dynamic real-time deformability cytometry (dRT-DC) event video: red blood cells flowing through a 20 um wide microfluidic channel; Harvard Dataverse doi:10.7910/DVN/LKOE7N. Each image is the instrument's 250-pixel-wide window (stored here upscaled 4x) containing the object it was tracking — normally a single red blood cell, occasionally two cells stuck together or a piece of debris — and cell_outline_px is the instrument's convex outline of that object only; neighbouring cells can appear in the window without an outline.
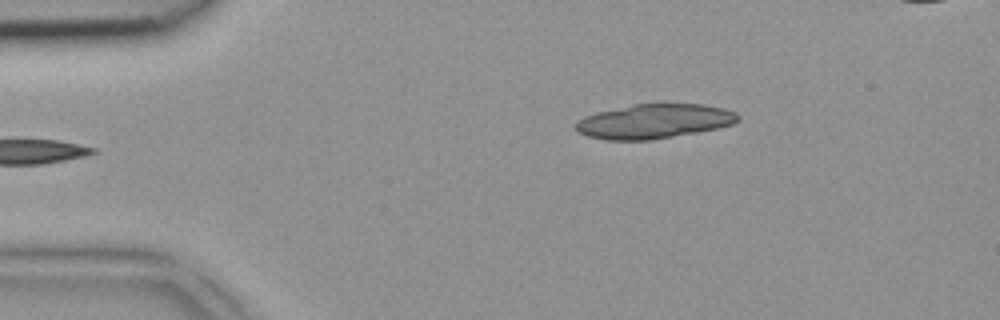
{"species": "common noctule bat (a hibernating species)", "species_latin": "Nyctalus noctula", "temperature_condition": "room temperature", "stored_images_in_passage": 5, "camera_frame_rate_fps": 3000, "um_per_image_px": 0.085, "animal": {"sex": "female", "body_mass_g": 18.4}, "frame": {"image": 1, "passage_image": 2, "time_ms": 0.333, "image_size_px": [1000, 320], "cell_outline_px": [[740, 120], [732, 124], [716, 128], [696, 132], [652, 140], [608, 140], [588, 136], [576, 132], [572, 128], [572, 124], [576, 120], [584, 116], [632, 104], [704, 104], [724, 108], [736, 112], [740, 116]], "centroid_in_image_um": [55.56, 10.31], "position_along_channel_um": 29.4, "area_um2": 32.71}}